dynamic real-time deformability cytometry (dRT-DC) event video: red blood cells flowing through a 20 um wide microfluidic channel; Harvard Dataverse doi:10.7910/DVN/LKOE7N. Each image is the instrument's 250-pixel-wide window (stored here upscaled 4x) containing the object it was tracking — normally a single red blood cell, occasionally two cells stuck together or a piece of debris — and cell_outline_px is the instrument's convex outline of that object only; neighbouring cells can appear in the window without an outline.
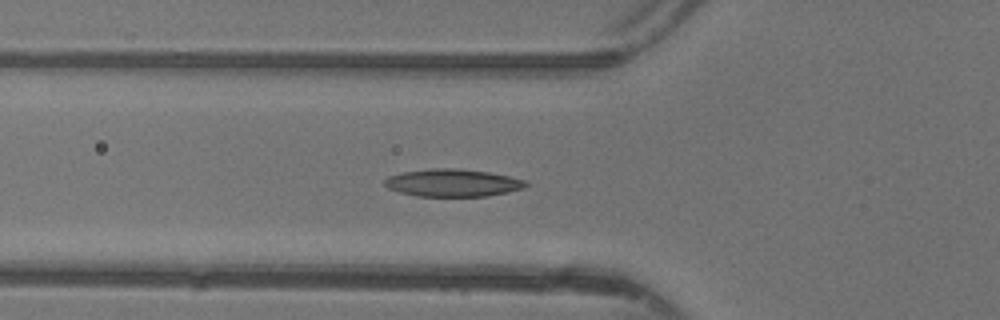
{"species": "common noctule bat (a hibernating species)", "species_latin": "Nyctalus noctula", "temperature_condition": "warm", "stored_images_in_passage": 21, "camera_frame_rate_fps": 3000, "um_per_image_px": 0.085, "animal": {"sex": "female"}, "frame": {"image": 1, "passage_image": 18, "time_ms": 5.667, "image_size_px": [1000, 320], "cell_outline_px": [[528, 184], [524, 188], [508, 192], [488, 196], [416, 196], [400, 192], [388, 188], [384, 184], [384, 180], [388, 176], [404, 172], [432, 168], [452, 168], [488, 172], [508, 176], [524, 180]], "centroid_in_image_um": [38.47, 15.54], "position_along_channel_um": 87.3, "area_um2": 22.48}}
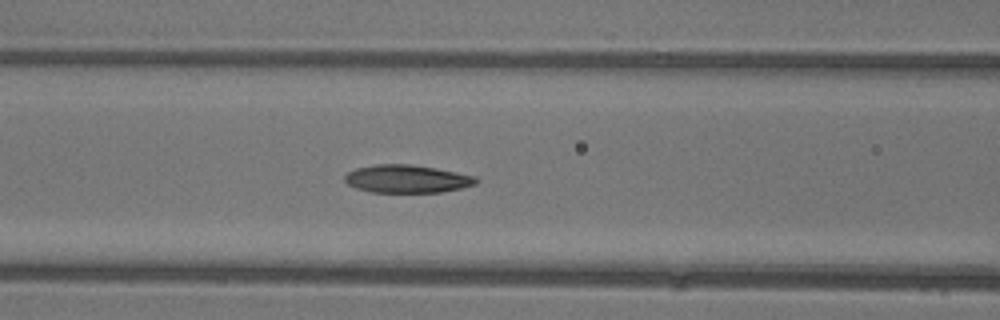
{"frame": {"image": 2, "passage_image": 21, "time_ms": 6.667, "image_size_px": [1000, 320], "cell_outline_px": [[480, 180], [476, 184], [460, 188], [440, 192], [372, 192], [356, 188], [348, 184], [344, 180], [344, 176], [348, 172], [356, 168], [376, 164], [412, 164], [436, 168], [476, 176]], "centroid_in_image_um": [34.6, 15.2], "position_along_channel_um": 132.0, "area_um2": 21.39}}